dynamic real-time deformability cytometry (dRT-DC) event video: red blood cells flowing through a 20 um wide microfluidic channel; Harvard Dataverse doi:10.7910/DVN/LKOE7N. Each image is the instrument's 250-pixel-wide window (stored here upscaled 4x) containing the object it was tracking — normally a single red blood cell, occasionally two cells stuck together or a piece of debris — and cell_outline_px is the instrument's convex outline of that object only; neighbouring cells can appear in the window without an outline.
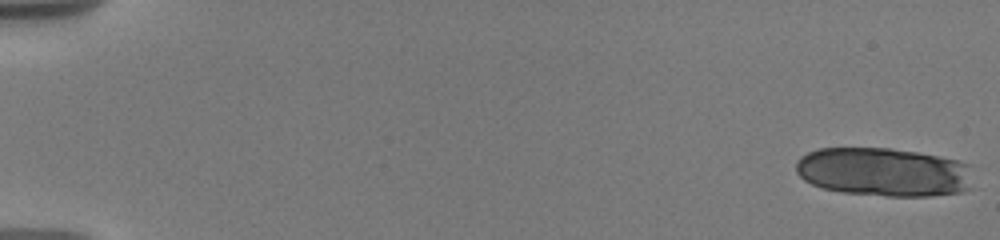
{"species": "human", "species_latin": "Homo sapiens", "temperature_condition": "warm", "stored_images_in_passage": 22, "camera_frame_rate_fps": 3000, "um_per_image_px": 0.085, "donor": {"sex": "male"}, "frame": {"image": 1, "passage_image": 1, "time_ms": 0.0, "image_size_px": [1000, 240], "cell_outline_px": [[972, 188], [960, 192], [928, 196], [888, 196], [840, 192], [824, 188], [812, 184], [804, 180], [796, 172], [796, 160], [800, 156], [808, 152], [820, 148], [892, 148], [940, 156], [956, 160], [968, 164]], "centroid_in_image_um": [75.09, 14.62], "position_along_channel_um": 9.9, "area_um2": 50.46}}
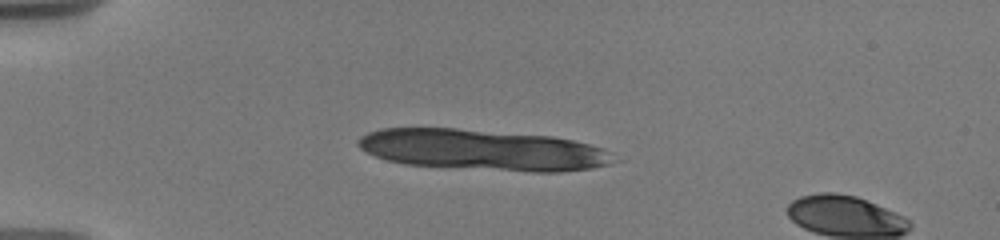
{"frame": {"image": 2, "passage_image": 18, "time_ms": 4.667, "image_size_px": [1000, 240], "cell_outline_px": [[612, 160], [608, 164], [592, 168], [560, 172], [532, 172], [404, 164], [388, 160], [376, 156], [360, 148], [356, 144], [356, 140], [360, 136], [368, 132], [380, 128], [456, 128], [552, 136], [572, 140], [604, 148]], "centroid_in_image_um": [40.96, 12.73], "position_along_channel_um": 44.0, "area_um2": 60.57}}